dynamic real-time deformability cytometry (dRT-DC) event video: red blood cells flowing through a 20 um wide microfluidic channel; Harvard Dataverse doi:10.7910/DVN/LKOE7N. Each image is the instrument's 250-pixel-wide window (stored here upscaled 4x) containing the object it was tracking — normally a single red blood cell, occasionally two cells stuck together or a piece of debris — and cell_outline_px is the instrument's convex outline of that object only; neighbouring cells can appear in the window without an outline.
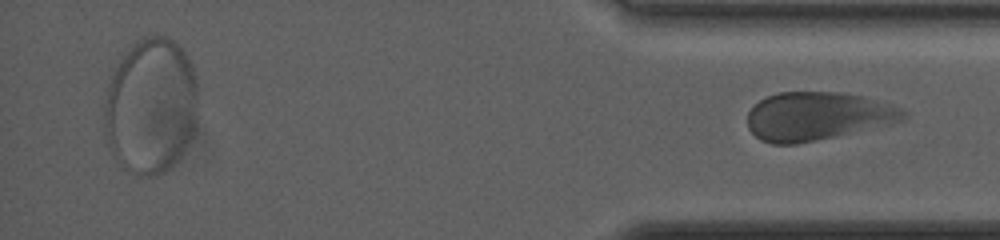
{"species": "human", "species_latin": "Homo sapiens", "temperature_condition": "warm", "stored_images_in_passage": 62, "segment_of_instrument_passage": [2, 2], "camera_frame_rate_fps": 3000, "um_per_image_px": 0.085, "donor": {"sex": "female"}, "frame": {"image": 1, "passage_image": 62, "time_ms": 20.333, "image_size_px": [1000, 240], "cell_outline_px": [[908, 116], [904, 120], [816, 140], [796, 144], [772, 144], [760, 140], [748, 128], [748, 112], [760, 100], [768, 96], [780, 92], [840, 92], [864, 96], [900, 108], [908, 112]], "centroid_in_image_um": [69.46, 9.87], "position_along_channel_um": 365.7, "area_um2": 43.41}}